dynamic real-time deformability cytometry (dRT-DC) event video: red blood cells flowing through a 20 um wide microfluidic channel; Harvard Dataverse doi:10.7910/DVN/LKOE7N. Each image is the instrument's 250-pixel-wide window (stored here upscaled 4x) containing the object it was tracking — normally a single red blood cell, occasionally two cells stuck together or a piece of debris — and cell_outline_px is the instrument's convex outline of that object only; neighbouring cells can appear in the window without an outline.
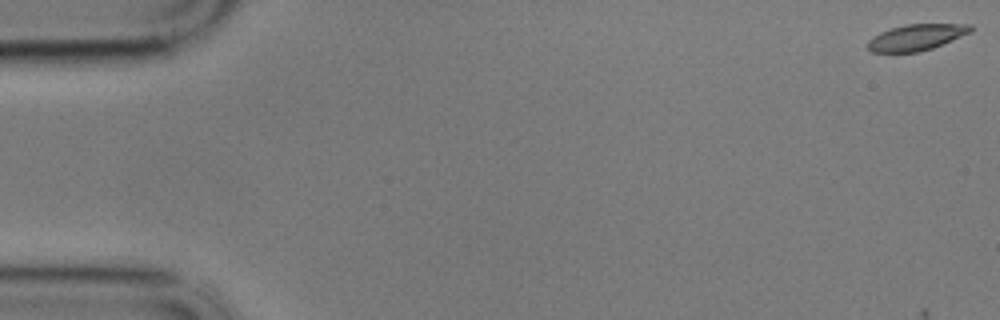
{"species": "common noctule bat (a hibernating species)", "species_latin": "Nyctalus noctula", "temperature_condition": "cold", "stored_images_in_passage": 13, "camera_frame_rate_fps": 3000, "um_per_image_px": 0.085, "animal": {"sex": "male", "body_mass_g": 17.9}, "frame": {"image": 1, "passage_image": 1, "time_ms": 0.0, "image_size_px": [1000, 320], "cell_outline_px": [[972, 32], [932, 48], [920, 52], [872, 52], [868, 48], [868, 40], [880, 32], [892, 28], [908, 24], [972, 24]], "centroid_in_image_um": [77.91, 3.17], "position_along_channel_um": 7.1, "area_um2": 15.55}}